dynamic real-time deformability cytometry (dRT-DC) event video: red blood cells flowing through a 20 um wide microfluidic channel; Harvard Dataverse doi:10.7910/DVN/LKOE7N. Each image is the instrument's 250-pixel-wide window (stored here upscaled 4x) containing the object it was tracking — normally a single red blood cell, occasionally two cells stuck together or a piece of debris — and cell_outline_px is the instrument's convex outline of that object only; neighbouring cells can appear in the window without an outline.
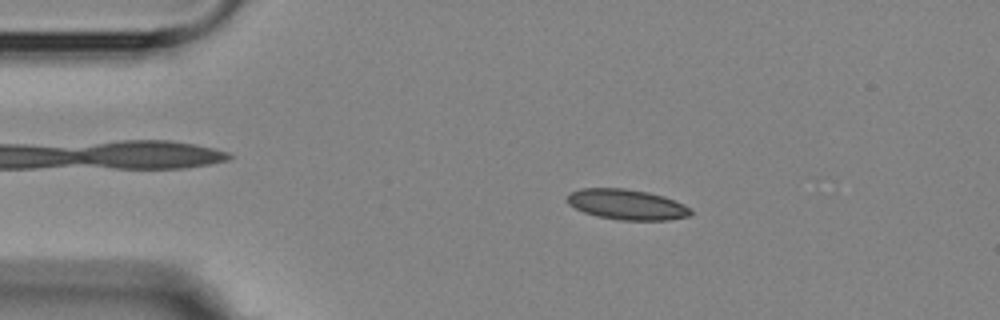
{"species": "Egyptian fruit bat (a non-hibernating species)", "species_latin": "Rousettus aegyptiacus", "temperature_condition": "room temperature", "stored_images_in_passage": 5, "camera_frame_rate_fps": 3000, "um_per_image_px": 0.085, "animal": {"sex": "female"}, "frame": {"image": 1, "passage_image": 2, "time_ms": 1.333, "image_size_px": [1000, 320], "cell_outline_px": [[692, 212], [688, 216], [668, 220], [620, 220], [596, 216], [584, 212], [568, 204], [564, 200], [568, 192], [580, 188], [624, 188], [648, 192], [664, 196], [684, 204], [692, 208]], "centroid_in_image_um": [53.24, 17.37], "position_along_channel_um": 31.8, "area_um2": 22.14}}
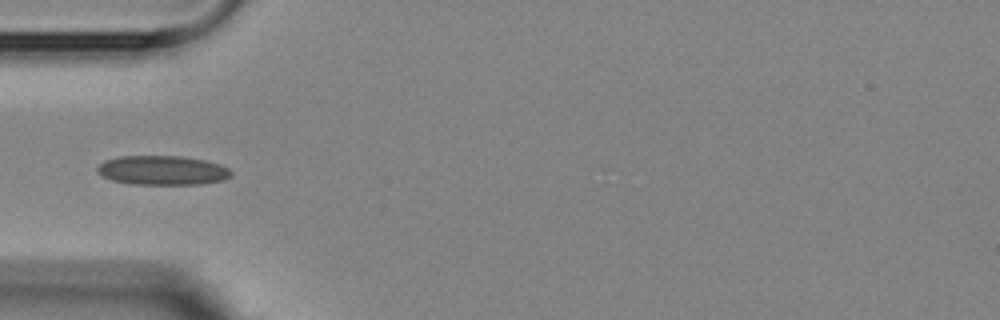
{"frame": {"image": 2, "passage_image": 4, "time_ms": 3.667, "image_size_px": [1000, 320], "cell_outline_px": [[232, 176], [224, 180], [200, 184], [132, 184], [112, 180], [104, 176], [96, 168], [104, 160], [120, 156], [180, 156], [204, 160], [220, 164], [228, 168], [232, 172]], "centroid_in_image_um": [13.84, 14.47], "position_along_channel_um": 71.2, "area_um2": 22.77}}
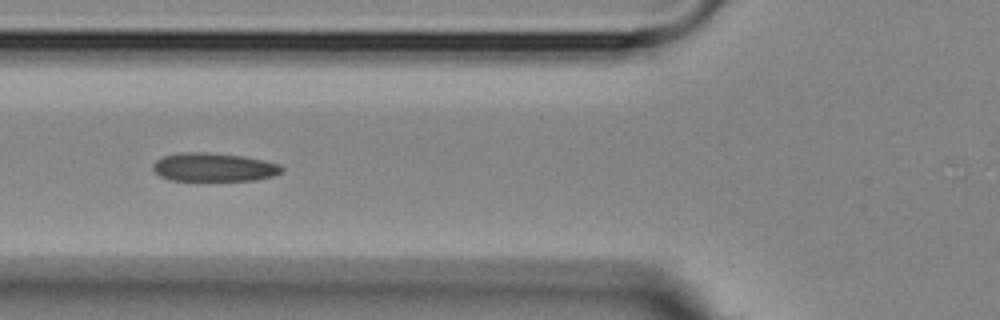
{"frame": {"image": 3, "passage_image": 5, "time_ms": 4.667, "image_size_px": [1000, 320], "cell_outline_px": [[284, 168], [280, 172], [272, 176], [256, 180], [168, 180], [160, 176], [152, 168], [152, 164], [156, 160], [164, 156], [180, 152], [208, 152], [244, 156], [264, 160], [280, 164]], "centroid_in_image_um": [18.16, 14.2], "position_along_channel_um": 107.6, "area_um2": 21.44}}